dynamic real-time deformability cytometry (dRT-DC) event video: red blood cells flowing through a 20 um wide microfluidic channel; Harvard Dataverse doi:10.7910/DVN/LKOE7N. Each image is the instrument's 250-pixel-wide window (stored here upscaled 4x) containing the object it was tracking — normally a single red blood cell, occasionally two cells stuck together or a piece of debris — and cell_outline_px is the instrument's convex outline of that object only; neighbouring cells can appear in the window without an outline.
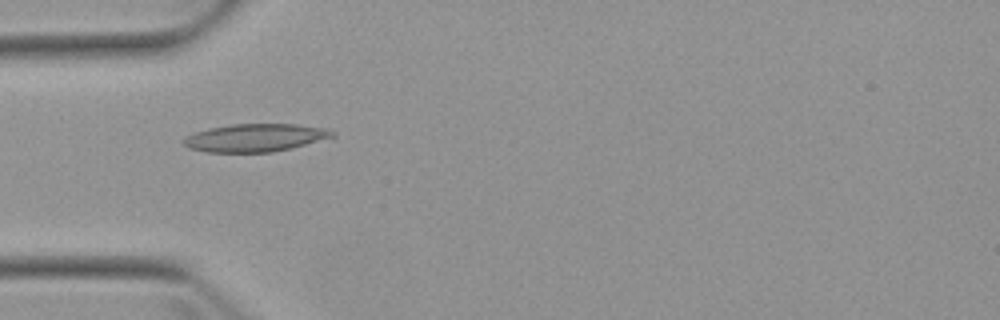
{"species": "Egyptian fruit bat (a non-hibernating species)", "species_latin": "Rousettus aegyptiacus", "temperature_condition": "warm", "stored_images_in_passage": 4, "camera_frame_rate_fps": 3000, "um_per_image_px": 0.085, "animal": {"sex": "female"}, "frame": {"image": 1, "passage_image": 2, "time_ms": 1.333, "image_size_px": [1000, 320], "cell_outline_px": [[336, 136], [272, 152], [204, 152], [188, 148], [180, 140], [184, 136], [208, 128], [232, 124], [296, 124], [328, 128], [336, 132]], "centroid_in_image_um": [21.65, 11.7], "position_along_channel_um": 63.3, "area_um2": 24.22}}
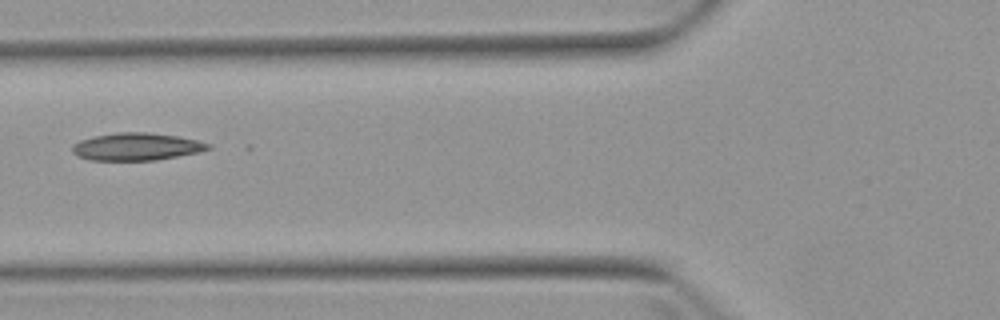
{"frame": {"image": 2, "passage_image": 3, "time_ms": 2.667, "image_size_px": [1000, 320], "cell_outline_px": [[212, 148], [196, 152], [156, 160], [88, 160], [76, 156], [72, 152], [72, 144], [80, 140], [92, 136], [116, 132], [148, 132], [176, 136], [196, 140], [212, 144]], "centroid_in_image_um": [11.54, 12.46], "position_along_channel_um": 114.3, "area_um2": 21.79}}
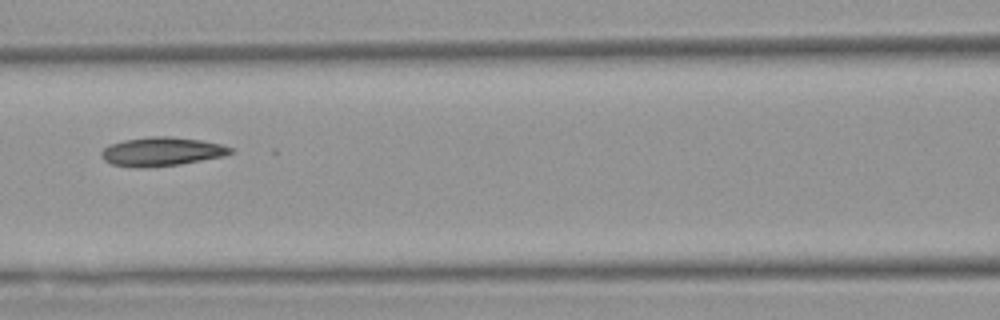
{"frame": {"image": 3, "passage_image": 4, "time_ms": 3.667, "image_size_px": [1000, 320], "cell_outline_px": [[236, 152], [224, 156], [180, 164], [144, 168], [136, 168], [112, 164], [104, 160], [100, 156], [100, 152], [104, 148], [112, 144], [124, 140], [148, 136], [172, 136], [200, 140], [220, 144], [232, 148]], "centroid_in_image_um": [13.74, 12.89], "position_along_channel_um": 152.9, "area_um2": 21.79}}